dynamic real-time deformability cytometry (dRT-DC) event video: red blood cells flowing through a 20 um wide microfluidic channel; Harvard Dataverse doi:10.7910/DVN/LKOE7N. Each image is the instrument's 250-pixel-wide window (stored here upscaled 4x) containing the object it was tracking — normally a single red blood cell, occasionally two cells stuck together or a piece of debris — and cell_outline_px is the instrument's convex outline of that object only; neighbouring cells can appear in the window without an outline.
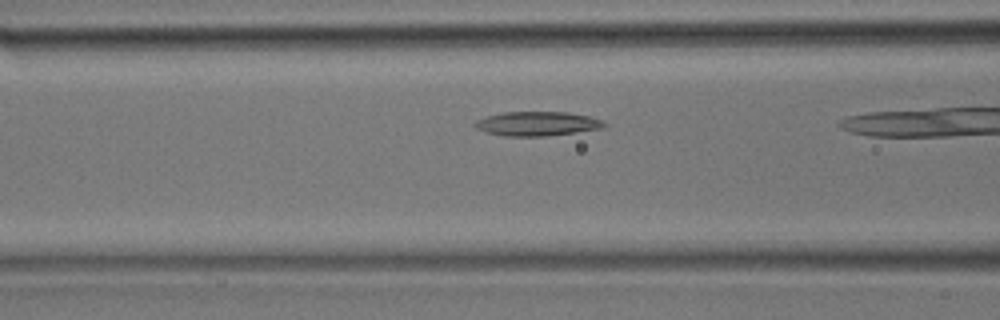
{"species": "common noctule bat (a hibernating species)", "species_latin": "Nyctalus noctula", "temperature_condition": "room temperature", "stored_images_in_passage": 9, "camera_frame_rate_fps": 3000, "um_per_image_px": 0.085, "animal": {"sex": "male", "body_mass_g": 17.9}, "frame": {"image": 1, "passage_image": 7, "time_ms": 2.0, "image_size_px": [1000, 320], "cell_outline_px": [[608, 124], [604, 128], [548, 136], [504, 136], [488, 132], [476, 128], [472, 124], [476, 120], [488, 116], [504, 112], [568, 112], [588, 116], [600, 120]], "centroid_in_image_um": [45.67, 10.51], "position_along_channel_um": 120.9, "area_um2": 18.21}}